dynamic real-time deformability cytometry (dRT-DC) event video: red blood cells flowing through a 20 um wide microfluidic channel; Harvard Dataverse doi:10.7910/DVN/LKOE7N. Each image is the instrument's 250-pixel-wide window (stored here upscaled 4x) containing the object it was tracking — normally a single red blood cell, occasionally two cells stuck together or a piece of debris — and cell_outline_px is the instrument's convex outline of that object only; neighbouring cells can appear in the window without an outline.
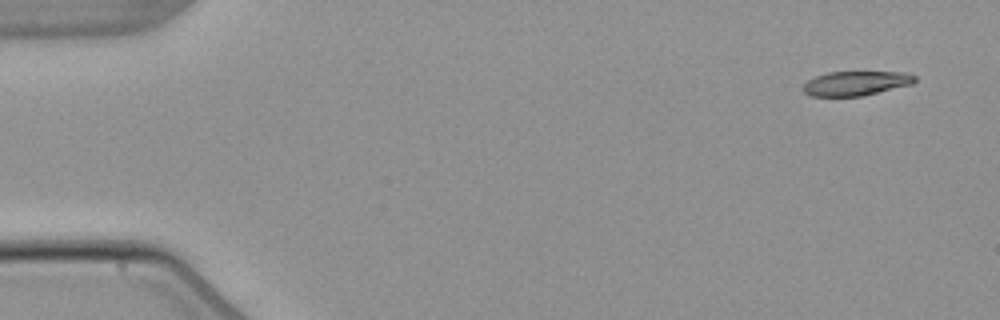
{"species": "common noctule bat (a hibernating species)", "species_latin": "Nyctalus noctula", "temperature_condition": "warm", "stored_images_in_passage": 5, "segment_of_instrument_passage": [2, 2], "camera_frame_rate_fps": 3000, "um_per_image_px": 0.085, "animal": {"sex": "male", "body_mass_g": 21.5, "forearm_length_mm": 52.0}, "frame": {"image": 1, "passage_image": 5, "time_ms": 6.0, "image_size_px": [1000, 320], "cell_outline_px": [[916, 80], [912, 84], [864, 96], [808, 96], [804, 92], [804, 84], [808, 80], [816, 76], [828, 72], [908, 72], [916, 76]], "centroid_in_image_um": [72.78, 7.08], "position_along_channel_um": 12.2, "area_um2": 15.95}}